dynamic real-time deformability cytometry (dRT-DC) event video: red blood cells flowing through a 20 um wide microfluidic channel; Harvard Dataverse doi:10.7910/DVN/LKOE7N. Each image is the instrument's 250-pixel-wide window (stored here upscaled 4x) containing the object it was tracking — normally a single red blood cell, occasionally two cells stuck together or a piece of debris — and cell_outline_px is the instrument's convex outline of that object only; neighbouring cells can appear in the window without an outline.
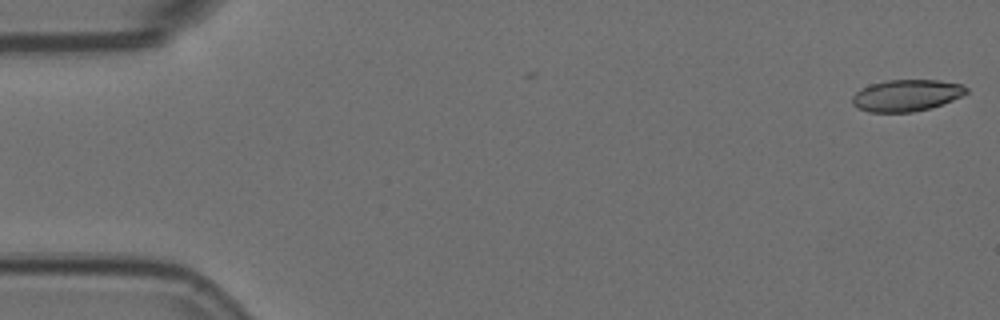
{"species": "Egyptian fruit bat (a non-hibernating species)", "species_latin": "Rousettus aegyptiacus", "temperature_condition": "room temperature", "stored_images_in_passage": 5, "camera_frame_rate_fps": 3000, "um_per_image_px": 0.085, "animal": {"sex": "female"}, "frame": {"image": 1, "passage_image": 1, "time_ms": 0.0, "image_size_px": [1000, 320], "cell_outline_px": [[968, 92], [952, 100], [928, 108], [912, 112], [868, 112], [856, 108], [852, 104], [852, 96], [856, 92], [872, 84], [888, 80], [940, 80], [964, 84], [968, 88]], "centroid_in_image_um": [77.05, 8.1], "position_along_channel_um": 8.0, "area_um2": 20.92}}
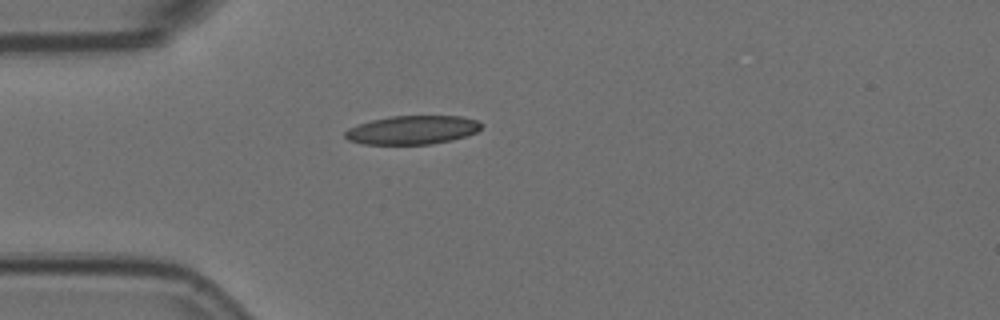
{"frame": {"image": 2, "passage_image": 5, "time_ms": 1.333, "image_size_px": [1000, 320], "cell_outline_px": [[480, 128], [476, 132], [452, 140], [432, 144], [364, 144], [348, 140], [344, 136], [344, 132], [348, 128], [372, 120], [392, 116], [460, 116], [476, 120], [480, 124]], "centroid_in_image_um": [35.02, 11.05], "position_along_channel_um": 50.0, "area_um2": 22.54}}